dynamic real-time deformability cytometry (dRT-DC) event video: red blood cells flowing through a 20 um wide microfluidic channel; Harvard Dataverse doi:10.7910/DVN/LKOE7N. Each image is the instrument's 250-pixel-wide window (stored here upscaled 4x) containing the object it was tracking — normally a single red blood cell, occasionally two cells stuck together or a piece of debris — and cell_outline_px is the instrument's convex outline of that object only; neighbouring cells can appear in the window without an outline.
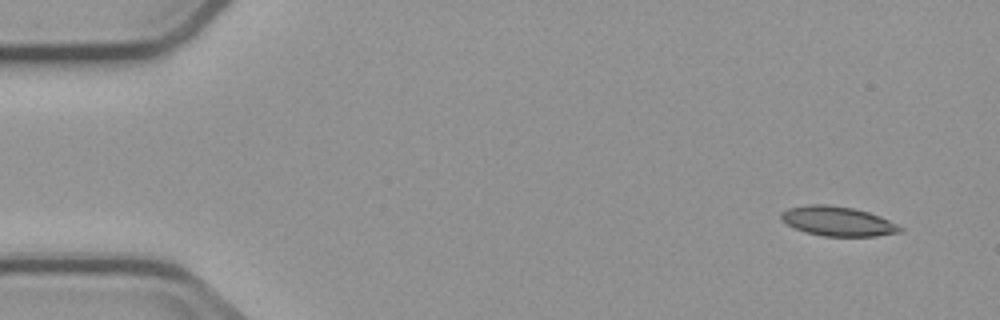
{"species": "common noctule bat (a hibernating species)", "species_latin": "Nyctalus noctula", "temperature_condition": "cold", "stored_images_in_passage": 5, "camera_frame_rate_fps": 3000, "um_per_image_px": 0.085, "animal": {"sex": "male", "body_mass_g": 23.1, "forearm_length_mm": 52.7}, "frame": {"image": 1, "passage_image": 1, "time_ms": 0.0, "image_size_px": [1000, 320], "cell_outline_px": [[904, 228], [900, 232], [876, 236], [824, 236], [804, 232], [780, 220], [780, 212], [788, 208], [808, 204], [828, 204], [852, 208], [868, 212], [880, 216]], "centroid_in_image_um": [71.17, 18.8], "position_along_channel_um": 13.8, "area_um2": 20.46}}
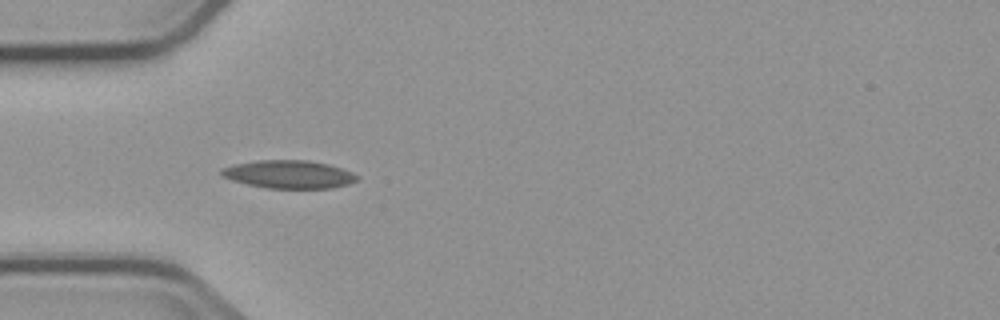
{"frame": {"image": 2, "passage_image": 4, "time_ms": 4.333, "image_size_px": [1000, 320], "cell_outline_px": [[360, 180], [348, 184], [332, 188], [268, 188], [248, 184], [232, 180], [224, 176], [220, 172], [220, 168], [236, 164], [260, 160], [308, 160], [328, 164], [352, 172], [360, 176]], "centroid_in_image_um": [24.6, 14.82], "position_along_channel_um": 60.4, "area_um2": 22.08}}
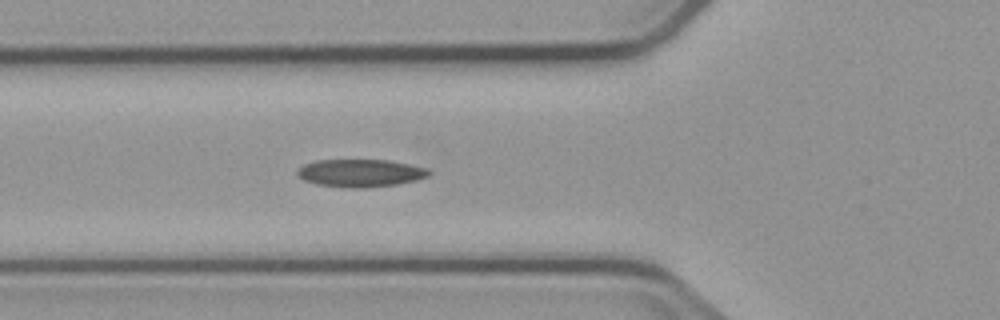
{"frame": {"image": 3, "passage_image": 5, "time_ms": 5.333, "image_size_px": [1000, 320], "cell_outline_px": [[432, 172], [428, 176], [416, 180], [396, 184], [364, 188], [348, 188], [316, 184], [304, 180], [296, 176], [296, 172], [304, 164], [316, 160], [388, 160], [428, 168]], "centroid_in_image_um": [30.62, 14.71], "position_along_channel_um": 95.2, "area_um2": 21.27}}